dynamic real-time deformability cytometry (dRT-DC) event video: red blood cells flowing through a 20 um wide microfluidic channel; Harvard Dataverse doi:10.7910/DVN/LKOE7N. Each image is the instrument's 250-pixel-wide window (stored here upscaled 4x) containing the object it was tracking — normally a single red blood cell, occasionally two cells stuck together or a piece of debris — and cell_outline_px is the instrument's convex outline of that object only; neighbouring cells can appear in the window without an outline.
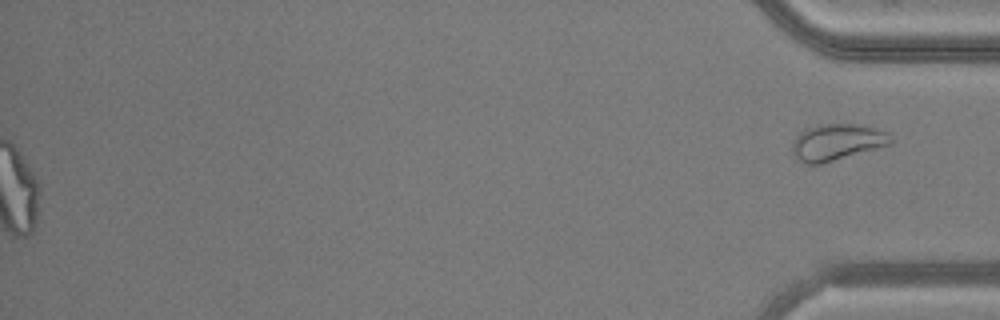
{"species": "common noctule bat (a hibernating species)", "species_latin": "Nyctalus noctula", "temperature_condition": "warm", "stored_images_in_passage": 41, "segment_of_instrument_passage": [2, 2], "camera_frame_rate_fps": 3000, "um_per_image_px": 0.085, "animal": {"sex": "male", "body_mass_g": 20.5, "forearm_length_mm": 52.5}, "frame": {"image": 1, "passage_image": 41, "time_ms": 13.333, "image_size_px": [1000, 320], "cell_outline_px": [[892, 144], [820, 164], [804, 164], [792, 152], [792, 144], [796, 136], [804, 128], [816, 124], [860, 124], [876, 128], [884, 132], [892, 140]], "centroid_in_image_um": [71.1, 12.07], "position_along_channel_um": 364.1, "area_um2": 20.81}}